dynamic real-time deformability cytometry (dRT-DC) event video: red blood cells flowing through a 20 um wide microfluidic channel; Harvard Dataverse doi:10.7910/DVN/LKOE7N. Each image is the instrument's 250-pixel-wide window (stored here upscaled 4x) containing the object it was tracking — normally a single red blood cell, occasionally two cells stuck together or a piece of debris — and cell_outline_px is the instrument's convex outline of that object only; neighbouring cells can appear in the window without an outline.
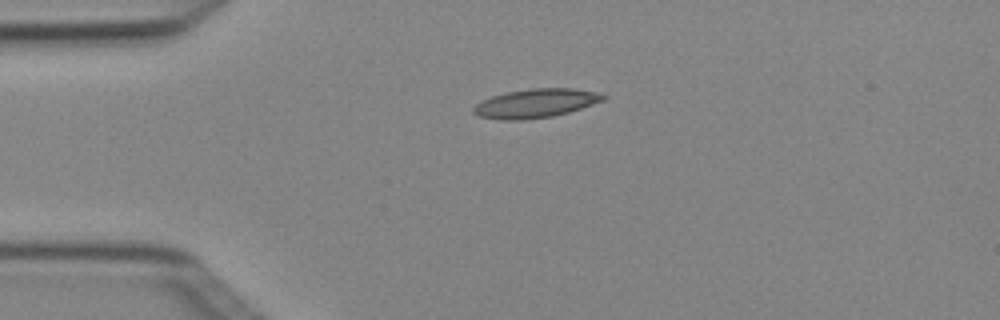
{"species": "Egyptian fruit bat (a non-hibernating species)", "species_latin": "Rousettus aegyptiacus", "temperature_condition": "cold", "stored_images_in_passage": 1, "camera_frame_rate_fps": 3000, "um_per_image_px": 0.085, "animal": {"sex": "female"}, "frame": {"image": 1, "passage_image": 1, "time_ms": 0.0, "image_size_px": [1000, 320], "cell_outline_px": [[608, 96], [604, 100], [568, 112], [552, 116], [524, 120], [500, 120], [480, 116], [472, 112], [472, 108], [476, 104], [492, 96], [508, 92], [528, 88], [572, 88], [596, 92]], "centroid_in_image_um": [45.52, 8.78], "position_along_channel_um": 39.5, "area_um2": 21.68}}